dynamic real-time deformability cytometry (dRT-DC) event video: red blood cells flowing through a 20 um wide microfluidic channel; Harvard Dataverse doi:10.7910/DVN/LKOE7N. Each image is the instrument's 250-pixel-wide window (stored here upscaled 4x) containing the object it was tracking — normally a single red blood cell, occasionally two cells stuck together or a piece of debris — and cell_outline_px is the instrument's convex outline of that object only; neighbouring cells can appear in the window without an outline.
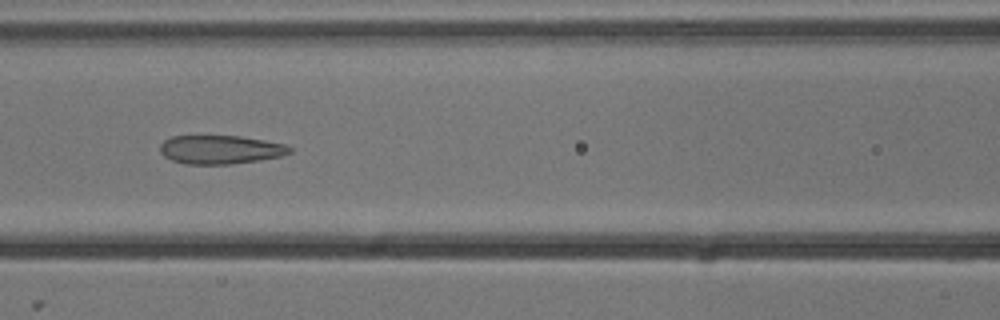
{"species": "common noctule bat (a hibernating species)", "species_latin": "Nyctalus noctula", "temperature_condition": "cold", "stored_images_in_passage": 6, "camera_frame_rate_fps": 3000, "um_per_image_px": 0.085, "animal": {"sex": "male", "body_mass_g": 13.3}, "frame": {"image": 1, "passage_image": 5, "time_ms": 1.333, "image_size_px": [1000, 320], "cell_outline_px": [[292, 152], [280, 156], [260, 160], [232, 164], [184, 164], [172, 160], [164, 156], [160, 152], [160, 144], [164, 140], [172, 136], [240, 136], [264, 140], [284, 144], [292, 148]], "centroid_in_image_um": [18.72, 12.72], "position_along_channel_um": 147.9, "area_um2": 21.68}}
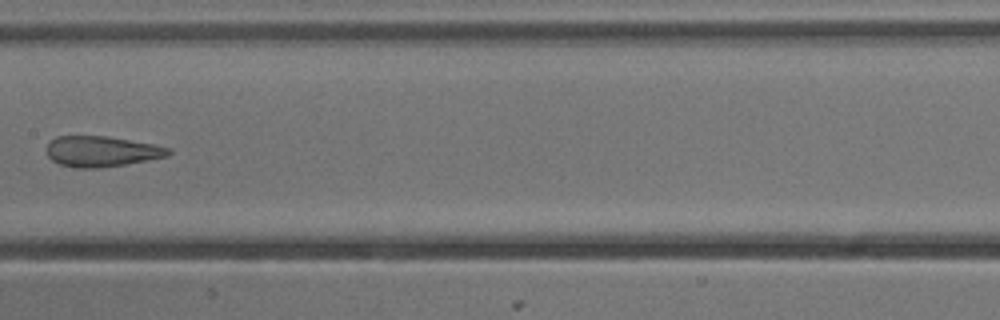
{"frame": {"image": 2, "passage_image": 6, "time_ms": 1.667, "image_size_px": [1000, 320], "cell_outline_px": [[172, 152], [168, 156], [148, 160], [100, 168], [76, 168], [60, 164], [52, 160], [48, 156], [48, 140], [56, 136], [104, 136], [152, 144], [172, 148]], "centroid_in_image_um": [8.63, 12.87], "position_along_channel_um": 198.8, "area_um2": 21.62}}